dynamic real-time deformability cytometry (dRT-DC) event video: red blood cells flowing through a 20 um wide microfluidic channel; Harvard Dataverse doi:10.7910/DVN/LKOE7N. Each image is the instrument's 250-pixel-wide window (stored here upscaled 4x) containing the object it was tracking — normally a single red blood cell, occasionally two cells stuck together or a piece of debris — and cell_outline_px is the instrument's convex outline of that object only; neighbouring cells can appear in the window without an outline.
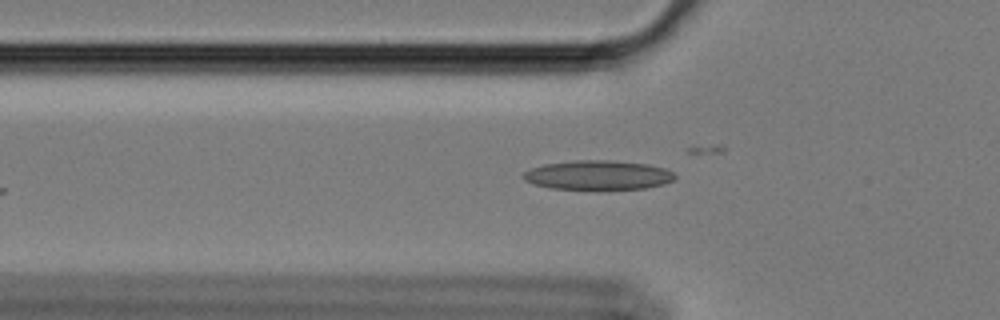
{"species": "Egyptian fruit bat (a non-hibernating species)", "species_latin": "Rousettus aegyptiacus", "temperature_condition": "cold", "stored_images_in_passage": 12, "camera_frame_rate_fps": 3000, "um_per_image_px": 0.085, "animal": {"sex": "female"}, "frame": {"image": 1, "passage_image": 3, "time_ms": 0.667, "image_size_px": [1000, 320], "cell_outline_px": [[676, 180], [664, 184], [644, 188], [552, 188], [532, 184], [524, 180], [524, 172], [532, 168], [544, 164], [576, 160], [608, 160], [648, 164], [664, 168], [672, 172], [676, 176]], "centroid_in_image_um": [50.85, 14.87], "position_along_channel_um": 74.9, "area_um2": 25.49}}
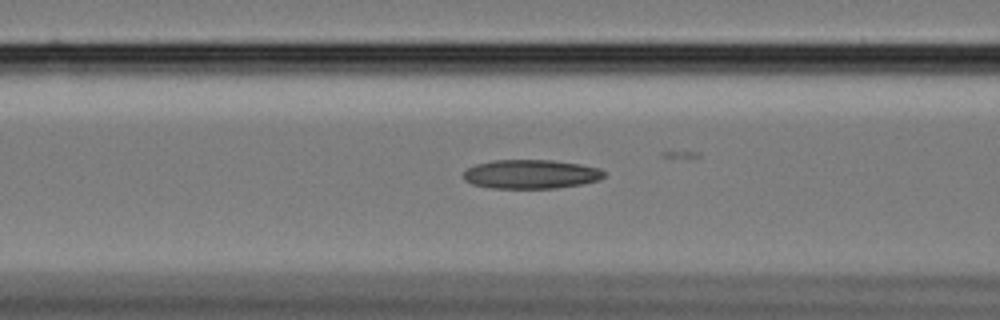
{"frame": {"image": 2, "passage_image": 7, "time_ms": 2.0, "image_size_px": [1000, 320], "cell_outline_px": [[604, 176], [600, 180], [584, 184], [556, 188], [492, 188], [472, 184], [464, 180], [464, 172], [468, 168], [476, 164], [492, 160], [552, 160], [580, 164], [600, 168], [604, 172]], "centroid_in_image_um": [45.15, 14.8], "position_along_channel_um": 121.5, "area_um2": 23.87}}